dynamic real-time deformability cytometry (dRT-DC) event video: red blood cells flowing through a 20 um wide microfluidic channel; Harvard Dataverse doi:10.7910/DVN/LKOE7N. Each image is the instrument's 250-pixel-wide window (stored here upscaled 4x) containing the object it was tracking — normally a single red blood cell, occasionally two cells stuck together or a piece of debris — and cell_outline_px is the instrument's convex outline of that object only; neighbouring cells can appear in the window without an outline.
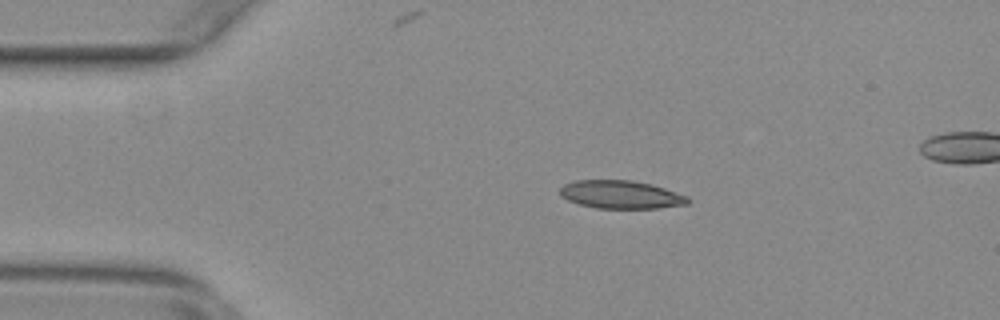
{"species": "common noctule bat (a hibernating species)", "species_latin": "Nyctalus noctula", "temperature_condition": "warm", "stored_images_in_passage": 41, "camera_frame_rate_fps": 3000, "um_per_image_px": 0.085, "animal": {"sex": "female", "body_mass_g": 29.2, "forearm_length_mm": 56.3}, "frame": {"image": 1, "passage_image": 4, "time_ms": 1.0, "image_size_px": [1000, 320], "cell_outline_px": [[688, 204], [660, 208], [596, 208], [580, 204], [568, 200], [560, 196], [560, 188], [564, 184], [576, 180], [632, 180], [652, 184], [688, 196]], "centroid_in_image_um": [52.77, 16.53], "position_along_channel_um": 32.2, "area_um2": 20.92}}
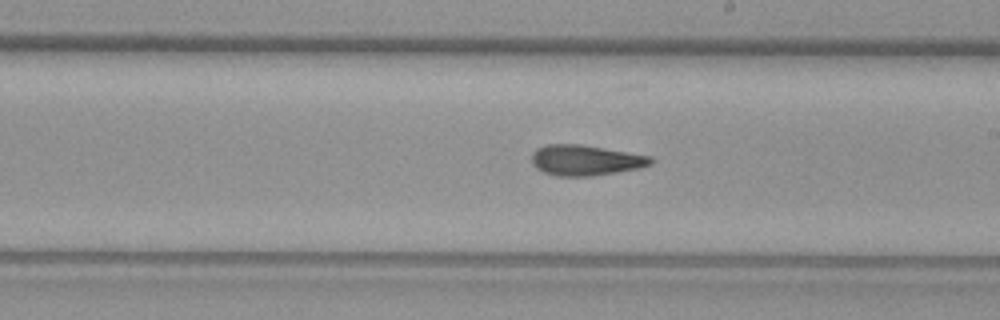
{"frame": {"image": 2, "passage_image": 24, "time_ms": 7.667, "image_size_px": [1000, 320], "cell_outline_px": [[652, 164], [640, 168], [592, 176], [556, 176], [544, 172], [536, 168], [532, 164], [532, 152], [536, 148], [544, 144], [580, 144], [652, 156]], "centroid_in_image_um": [49.74, 13.61], "position_along_channel_um": 239.3, "area_um2": 21.27}}
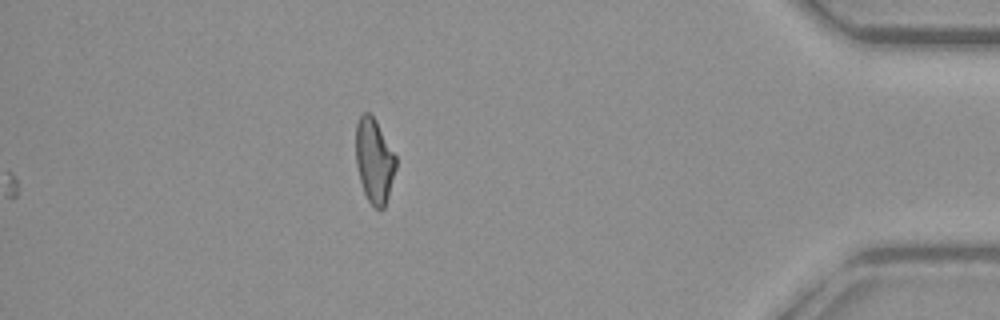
{"frame": {"image": 3, "passage_image": 41, "time_ms": 13.333, "image_size_px": [1000, 320], "cell_outline_px": [[396, 168], [388, 196], [384, 208], [380, 212], [368, 200], [364, 192], [360, 180], [356, 164], [356, 124], [360, 116], [364, 112], [368, 112], [376, 120], [396, 156]], "centroid_in_image_um": [31.81, 13.67], "position_along_channel_um": 403.4, "area_um2": 19.65}, "authors_computed_cell_mechanics": {"area_um2": 20.9236, "velocity_mm_per_s": 3.779, "shape_relaxation_time_tau1_ms": null, "shape_relaxation_time_tau2_ms": 4.1473, "deformation_change_tau1": null, "deformation_change_tau2": 0.1309}}